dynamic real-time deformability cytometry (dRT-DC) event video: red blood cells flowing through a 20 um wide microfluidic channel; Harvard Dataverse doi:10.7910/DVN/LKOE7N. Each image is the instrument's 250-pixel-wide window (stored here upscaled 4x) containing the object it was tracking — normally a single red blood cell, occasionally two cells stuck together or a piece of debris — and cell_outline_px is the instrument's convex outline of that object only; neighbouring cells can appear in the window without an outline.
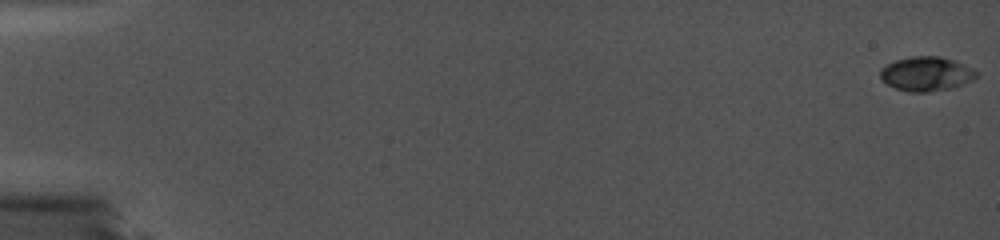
{"species": "common noctule bat (a hibernating species)", "species_latin": "Nyctalus noctula", "temperature_condition": "cold", "stored_images_in_passage": 87, "camera_frame_rate_fps": 5000, "um_per_image_px": 0.085, "animal": {"sex": "female", "body_mass_g": 19.0, "forearm_length_mm": 56.7}, "frame": {"image": 1, "passage_image": 1, "time_ms": 0.0, "image_size_px": [1000, 240], "cell_outline_px": [[980, 72], [972, 80], [948, 88], [928, 92], [912, 92], [896, 88], [880, 80], [880, 68], [896, 60], [912, 56], [936, 56], [956, 60]], "centroid_in_image_um": [78.73, 6.26], "position_along_channel_um": 6.3, "area_um2": 19.07}}
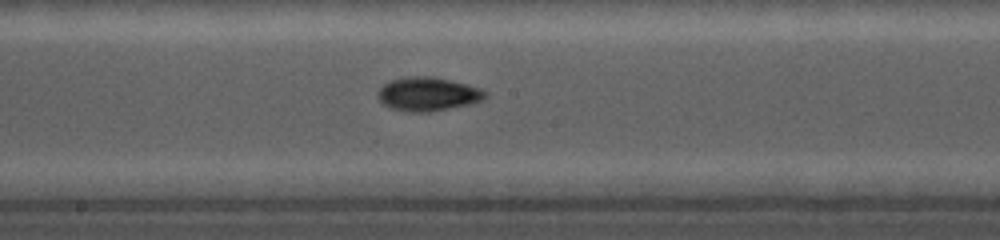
{"frame": {"image": 2, "passage_image": 53, "time_ms": 10.4, "image_size_px": [1000, 240], "cell_outline_px": [[488, 96], [484, 100], [468, 104], [428, 112], [408, 112], [392, 108], [384, 104], [376, 96], [376, 92], [384, 84], [392, 80], [408, 76], [428, 76], [468, 84], [480, 88], [488, 92]], "centroid_in_image_um": [36.38, 7.99], "position_along_channel_um": 211.8, "area_um2": 21.04}}
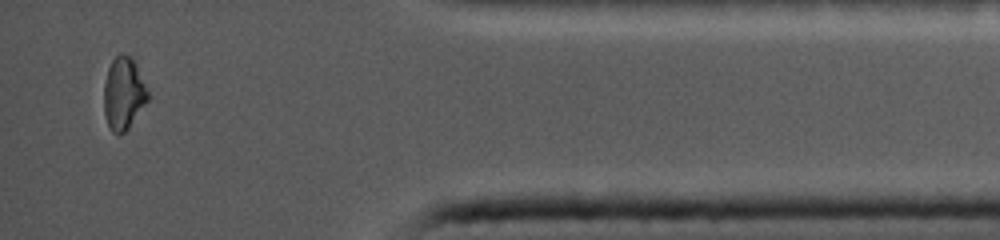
{"frame": {"image": 3, "passage_image": 84, "time_ms": 16.6, "image_size_px": [1000, 240], "cell_outline_px": [[148, 100], [128, 128], [124, 132], [112, 132], [108, 124], [104, 112], [104, 84], [108, 68], [112, 60], [120, 52], [124, 52], [136, 64], [148, 92]], "centroid_in_image_um": [10.49, 7.92], "position_along_channel_um": 424.7, "area_um2": 18.21}}